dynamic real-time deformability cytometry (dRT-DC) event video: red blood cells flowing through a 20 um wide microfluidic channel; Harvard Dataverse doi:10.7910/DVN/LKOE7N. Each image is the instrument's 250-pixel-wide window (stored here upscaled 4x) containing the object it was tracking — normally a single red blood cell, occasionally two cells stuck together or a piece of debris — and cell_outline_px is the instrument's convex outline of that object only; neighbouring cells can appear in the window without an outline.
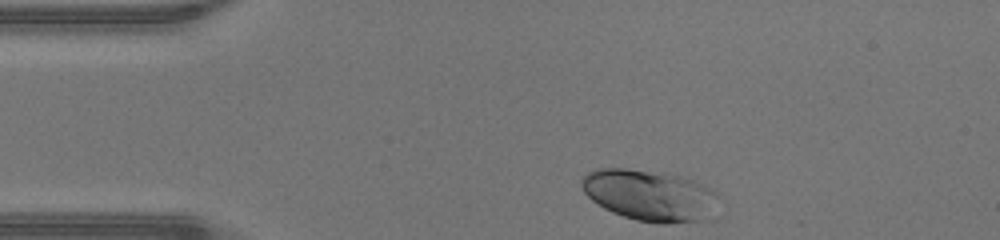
{"species": "human", "species_latin": "Homo sapiens", "temperature_condition": "warm", "stored_images_in_passage": 30, "camera_frame_rate_fps": 3000, "um_per_image_px": 0.085, "donor": {"sex": "male"}, "frame": {"image": 1, "passage_image": 1, "time_ms": 0.0, "image_size_px": [1000, 240], "cell_outline_px": [[716, 192], [696, 220], [668, 224], [664, 224], [636, 220], [612, 212], [604, 208], [592, 200], [584, 192], [580, 184], [584, 176], [588, 172], [600, 168], [624, 168], [680, 176], [692, 180]], "centroid_in_image_um": [54.99, 16.56], "position_along_channel_um": 30.0, "area_um2": 38.73}}
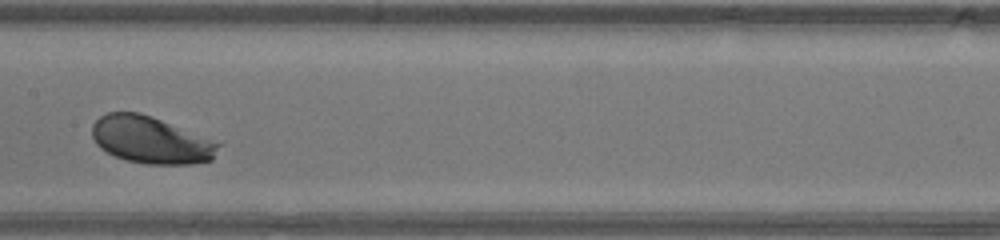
{"frame": {"image": 2, "passage_image": 16, "time_ms": 5.0, "image_size_px": [1000, 240], "cell_outline_px": [[220, 144], [212, 160], [192, 164], [144, 164], [128, 160], [116, 156], [100, 148], [96, 144], [92, 136], [92, 124], [100, 116], [108, 112], [140, 112], [152, 116]], "centroid_in_image_um": [12.76, 11.9], "position_along_channel_um": 194.6, "area_um2": 34.16}}
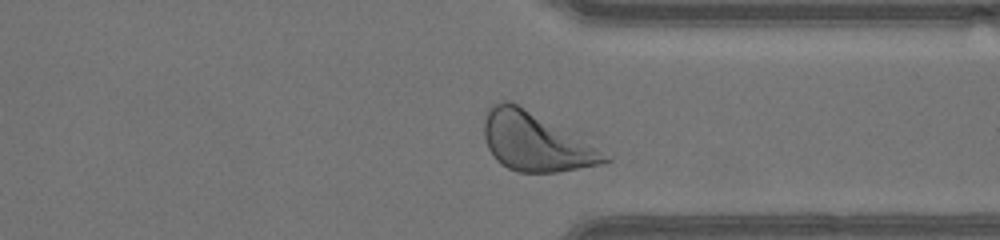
{"frame": {"image": 3, "passage_image": 28, "time_ms": 9.0, "image_size_px": [1000, 240], "cell_outline_px": [[612, 160], [600, 164], [556, 172], [520, 172], [508, 168], [500, 164], [496, 160], [488, 148], [484, 136], [484, 120], [488, 108], [492, 104], [500, 100], [508, 100], [516, 104], [612, 156]], "centroid_in_image_um": [45.47, 12.07], "position_along_channel_um": 365.9, "area_um2": 40.11}, "authors_computed_cell_mechanics": {"area_um2": 35.2869, "velocity_mm_per_s": 4.3176, "shape_relaxation_time_tau1_ms": 1.0249, "shape_relaxation_time_tau2_ms": null, "deformation_change_tau1": 0.1043, "deformation_change_tau2": null}}